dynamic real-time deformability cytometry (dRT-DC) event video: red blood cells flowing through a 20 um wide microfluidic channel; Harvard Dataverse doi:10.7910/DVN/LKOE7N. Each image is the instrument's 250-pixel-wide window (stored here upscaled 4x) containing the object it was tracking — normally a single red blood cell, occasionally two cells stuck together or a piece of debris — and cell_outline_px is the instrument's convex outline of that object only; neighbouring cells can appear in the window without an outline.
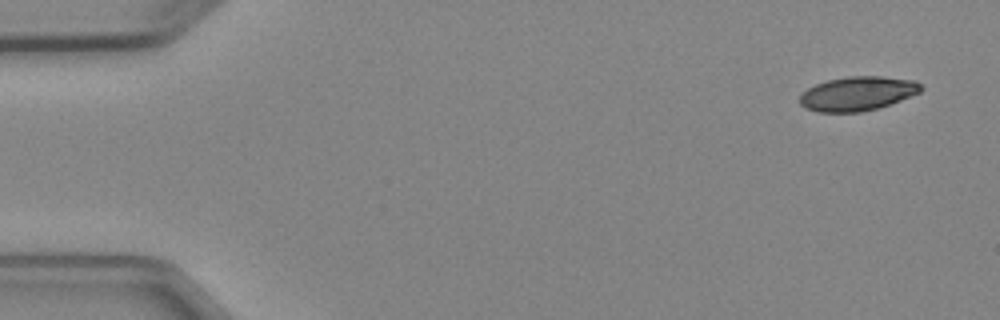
{"species": "Egyptian fruit bat (a non-hibernating species)", "species_latin": "Rousettus aegyptiacus", "temperature_condition": "cold", "stored_images_in_passage": 5, "camera_frame_rate_fps": 3000, "um_per_image_px": 0.085, "animal": {"sex": "female"}, "frame": {"image": 1, "passage_image": 1, "time_ms": 0.0, "image_size_px": [1000, 320], "cell_outline_px": [[924, 88], [920, 92], [900, 100], [876, 108], [860, 112], [816, 112], [804, 108], [800, 104], [800, 96], [808, 88], [816, 84], [828, 80], [848, 76], [880, 76], [916, 80]], "centroid_in_image_um": [72.88, 7.95], "position_along_channel_um": 12.1, "area_um2": 24.04}}
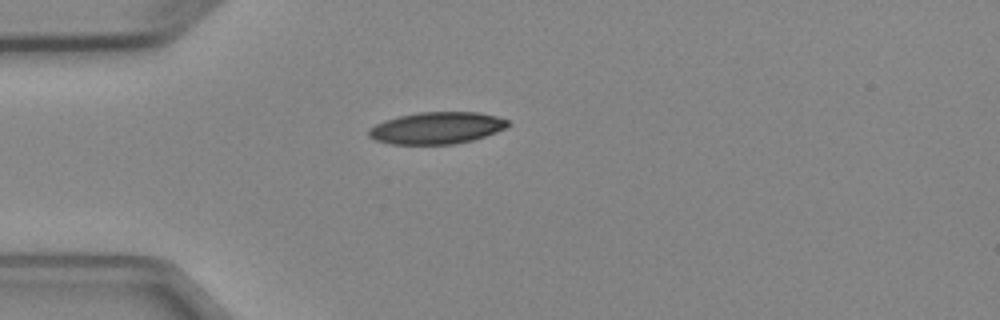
{"frame": {"image": 2, "passage_image": 4, "time_ms": 3.667, "image_size_px": [1000, 320], "cell_outline_px": [[508, 124], [504, 128], [496, 132], [472, 140], [452, 144], [392, 144], [376, 140], [368, 136], [368, 128], [384, 120], [400, 116], [420, 112], [476, 112], [496, 116], [508, 120]], "centroid_in_image_um": [37.08, 10.88], "position_along_channel_um": 47.9, "area_um2": 25.61}}